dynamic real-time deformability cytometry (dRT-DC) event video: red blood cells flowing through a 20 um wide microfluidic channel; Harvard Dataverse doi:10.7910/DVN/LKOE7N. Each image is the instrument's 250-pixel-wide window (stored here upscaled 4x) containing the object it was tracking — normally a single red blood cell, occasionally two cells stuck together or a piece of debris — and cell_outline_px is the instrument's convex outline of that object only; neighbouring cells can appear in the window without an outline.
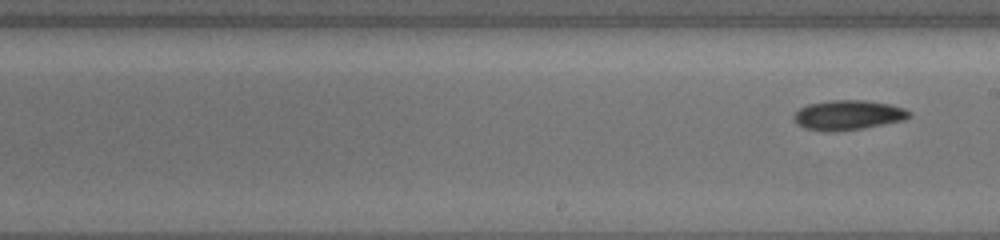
{"species": "common noctule bat (a hibernating species)", "species_latin": "Nyctalus noctula", "temperature_condition": "cold", "stored_images_in_passage": 8, "segment_of_instrument_passage": [2, 2], "camera_frame_rate_fps": 3000, "um_per_image_px": 0.085, "animal": {"sex": "female", "body_mass_g": 19.5, "forearm_length_mm": 54.1}, "frame": {"image": 1, "passage_image": 8, "time_ms": 6.333, "image_size_px": [1000, 240], "cell_outline_px": [[912, 116], [904, 120], [864, 128], [804, 128], [796, 124], [792, 120], [792, 116], [800, 108], [808, 104], [828, 100], [868, 100], [888, 104], [904, 108], [912, 112]], "centroid_in_image_um": [72.13, 9.72], "position_along_channel_um": 216.9, "area_um2": 19.36}}